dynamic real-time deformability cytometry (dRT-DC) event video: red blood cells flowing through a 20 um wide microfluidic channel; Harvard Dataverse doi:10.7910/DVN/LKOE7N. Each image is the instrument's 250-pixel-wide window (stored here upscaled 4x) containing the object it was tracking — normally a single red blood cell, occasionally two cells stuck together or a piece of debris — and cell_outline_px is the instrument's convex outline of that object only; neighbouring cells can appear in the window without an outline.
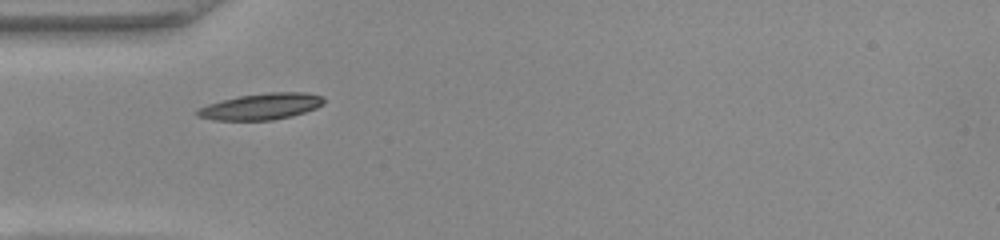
{"species": "common noctule bat (a hibernating species)", "species_latin": "Nyctalus noctula", "temperature_condition": "warm", "stored_images_in_passage": 37, "camera_frame_rate_fps": 3000, "um_per_image_px": 0.085, "animal": {"sex": "female", "body_mass_g": 22.0, "forearm_length_mm": 56.7}, "frame": {"image": 1, "passage_image": 3, "time_ms": 0.667, "image_size_px": [1000, 240], "cell_outline_px": [[324, 104], [316, 108], [292, 116], [272, 120], [212, 120], [196, 116], [196, 108], [208, 104], [240, 96], [268, 92], [308, 92], [324, 96]], "centroid_in_image_um": [22.22, 9.05], "position_along_channel_um": 62.8, "area_um2": 19.48}}
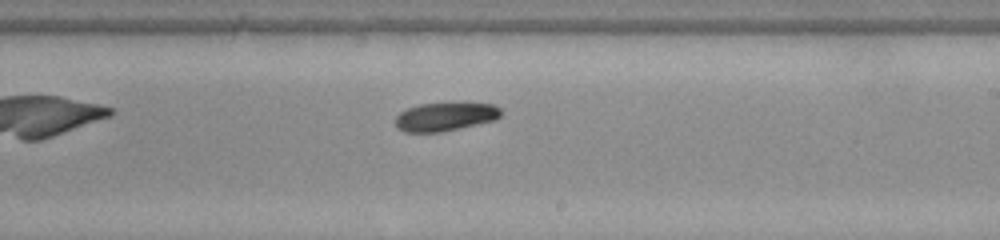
{"frame": {"image": 2, "passage_image": 17, "time_ms": 5.333, "image_size_px": [1000, 240], "cell_outline_px": [[500, 116], [496, 120], [440, 132], [404, 132], [396, 128], [396, 116], [400, 112], [408, 108], [420, 104], [492, 104], [500, 108]], "centroid_in_image_um": [37.81, 9.94], "position_along_channel_um": 251.2, "area_um2": 17.17}}
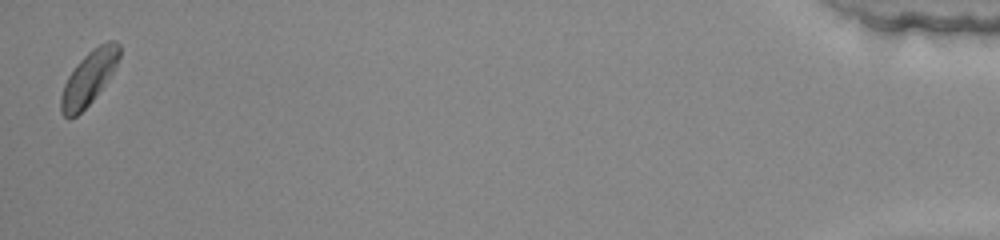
{"frame": {"image": 3, "passage_image": 37, "time_ms": 12.0, "image_size_px": [1000, 240], "cell_outline_px": [[120, 56], [108, 80], [92, 100], [76, 116], [68, 120], [60, 112], [60, 96], [64, 84], [68, 76], [76, 64], [88, 52], [100, 44], [108, 40], [116, 40], [120, 44]], "centroid_in_image_um": [7.53, 6.62], "position_along_channel_um": 427.7, "area_um2": 18.21}, "authors_computed_cell_mechanics": {"area_um2": 17.918, "velocity_mm_per_s": 4.0718, "shape_relaxation_time_tau1_ms": 2.244, "shape_relaxation_time_tau2_ms": null, "deformation_change_tau1": 0.0904, "deformation_change_tau2": null}}